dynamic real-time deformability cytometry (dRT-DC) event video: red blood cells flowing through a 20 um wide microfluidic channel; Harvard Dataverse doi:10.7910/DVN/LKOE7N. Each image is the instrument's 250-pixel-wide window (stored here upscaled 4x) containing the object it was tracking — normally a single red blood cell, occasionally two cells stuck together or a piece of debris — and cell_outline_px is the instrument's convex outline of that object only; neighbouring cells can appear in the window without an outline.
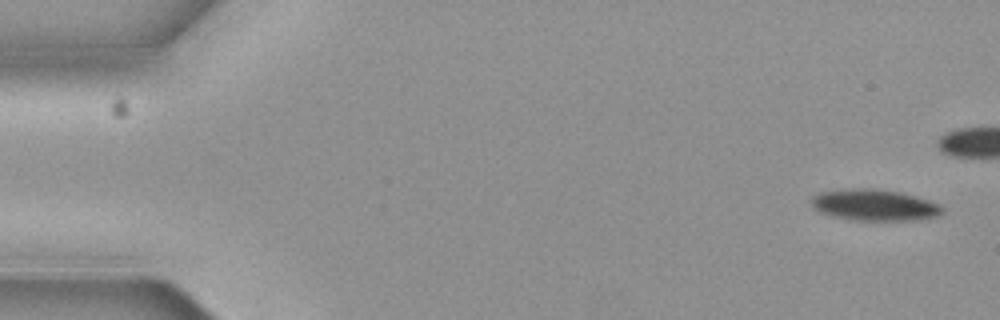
{"species": "common noctule bat (a hibernating species)", "species_latin": "Nyctalus noctula", "temperature_condition": "cold", "stored_images_in_passage": 6, "camera_frame_rate_fps": 3000, "um_per_image_px": 0.085, "animal": {"sex": "female", "body_mass_g": 19.3, "forearm_length_mm": 54.1}, "frame": {"image": 1, "passage_image": 1, "time_ms": 0.0, "image_size_px": [1000, 320], "cell_outline_px": [[944, 212], [940, 216], [920, 220], [852, 220], [832, 216], [820, 212], [812, 208], [812, 196], [820, 192], [852, 188], [872, 188], [900, 192], [928, 200], [940, 204], [944, 208]], "centroid_in_image_um": [74.36, 17.43], "position_along_channel_um": 10.6, "area_um2": 24.1}}
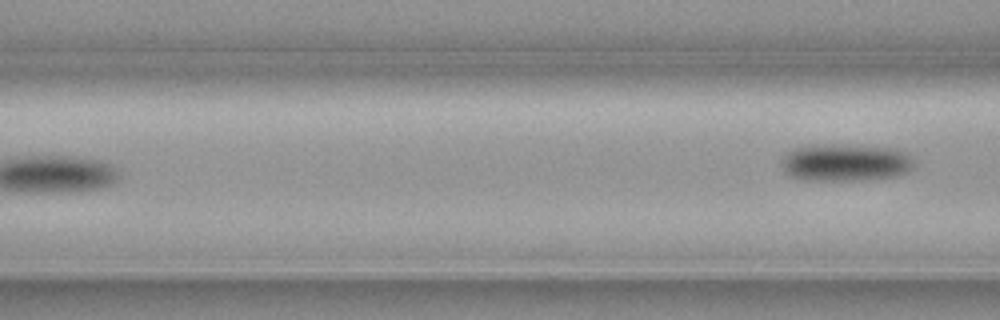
{"frame": {"image": 2, "passage_image": 6, "time_ms": 1.667, "image_size_px": [1000, 320], "cell_outline_px": [[916, 164], [908, 172], [896, 176], [864, 180], [800, 180], [784, 172], [780, 160], [788, 152], [796, 148], [812, 144], [832, 144], [896, 148], [904, 152]], "centroid_in_image_um": [71.84, 13.82], "position_along_channel_um": 94.8, "area_um2": 29.07}}